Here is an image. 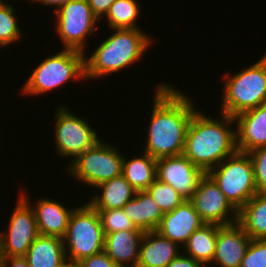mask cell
<instances>
[{"instance_id": "cell-23", "label": "cell", "mask_w": 266, "mask_h": 267, "mask_svg": "<svg viewBox=\"0 0 266 267\" xmlns=\"http://www.w3.org/2000/svg\"><path fill=\"white\" fill-rule=\"evenodd\" d=\"M237 223L251 239L266 240V193H257L238 211Z\"/></svg>"}, {"instance_id": "cell-12", "label": "cell", "mask_w": 266, "mask_h": 267, "mask_svg": "<svg viewBox=\"0 0 266 267\" xmlns=\"http://www.w3.org/2000/svg\"><path fill=\"white\" fill-rule=\"evenodd\" d=\"M188 200L205 224L227 226L237 223L238 211L207 173L200 179L197 189Z\"/></svg>"}, {"instance_id": "cell-26", "label": "cell", "mask_w": 266, "mask_h": 267, "mask_svg": "<svg viewBox=\"0 0 266 267\" xmlns=\"http://www.w3.org/2000/svg\"><path fill=\"white\" fill-rule=\"evenodd\" d=\"M138 0H115L105 18L108 26L113 29H140L136 19L140 15Z\"/></svg>"}, {"instance_id": "cell-20", "label": "cell", "mask_w": 266, "mask_h": 267, "mask_svg": "<svg viewBox=\"0 0 266 267\" xmlns=\"http://www.w3.org/2000/svg\"><path fill=\"white\" fill-rule=\"evenodd\" d=\"M134 226L144 232L157 230L164 213L146 190L136 191L122 207Z\"/></svg>"}, {"instance_id": "cell-8", "label": "cell", "mask_w": 266, "mask_h": 267, "mask_svg": "<svg viewBox=\"0 0 266 267\" xmlns=\"http://www.w3.org/2000/svg\"><path fill=\"white\" fill-rule=\"evenodd\" d=\"M124 156L115 146L99 140L93 147L85 150L68 166L69 174L88 186L118 177L122 174Z\"/></svg>"}, {"instance_id": "cell-28", "label": "cell", "mask_w": 266, "mask_h": 267, "mask_svg": "<svg viewBox=\"0 0 266 267\" xmlns=\"http://www.w3.org/2000/svg\"><path fill=\"white\" fill-rule=\"evenodd\" d=\"M146 191L154 199L163 213L171 212L186 200L171 185L163 183L158 179Z\"/></svg>"}, {"instance_id": "cell-9", "label": "cell", "mask_w": 266, "mask_h": 267, "mask_svg": "<svg viewBox=\"0 0 266 267\" xmlns=\"http://www.w3.org/2000/svg\"><path fill=\"white\" fill-rule=\"evenodd\" d=\"M58 107V108H57ZM56 107L54 142L56 153L62 157H72L75 161L85 150L93 147L99 140V135L85 118L71 113L64 106ZM74 158V159H73Z\"/></svg>"}, {"instance_id": "cell-21", "label": "cell", "mask_w": 266, "mask_h": 267, "mask_svg": "<svg viewBox=\"0 0 266 267\" xmlns=\"http://www.w3.org/2000/svg\"><path fill=\"white\" fill-rule=\"evenodd\" d=\"M24 257L29 267H59L66 260L63 239L39 234Z\"/></svg>"}, {"instance_id": "cell-14", "label": "cell", "mask_w": 266, "mask_h": 267, "mask_svg": "<svg viewBox=\"0 0 266 267\" xmlns=\"http://www.w3.org/2000/svg\"><path fill=\"white\" fill-rule=\"evenodd\" d=\"M204 224L193 204L186 199L171 212L164 213L156 231L179 246H184L193 232Z\"/></svg>"}, {"instance_id": "cell-24", "label": "cell", "mask_w": 266, "mask_h": 267, "mask_svg": "<svg viewBox=\"0 0 266 267\" xmlns=\"http://www.w3.org/2000/svg\"><path fill=\"white\" fill-rule=\"evenodd\" d=\"M220 227L217 224H204L196 229L182 248L185 249L183 254L204 265L212 263Z\"/></svg>"}, {"instance_id": "cell-15", "label": "cell", "mask_w": 266, "mask_h": 267, "mask_svg": "<svg viewBox=\"0 0 266 267\" xmlns=\"http://www.w3.org/2000/svg\"><path fill=\"white\" fill-rule=\"evenodd\" d=\"M237 151L249 153L266 146V103L234 117Z\"/></svg>"}, {"instance_id": "cell-35", "label": "cell", "mask_w": 266, "mask_h": 267, "mask_svg": "<svg viewBox=\"0 0 266 267\" xmlns=\"http://www.w3.org/2000/svg\"><path fill=\"white\" fill-rule=\"evenodd\" d=\"M1 267H29L25 257L1 258Z\"/></svg>"}, {"instance_id": "cell-27", "label": "cell", "mask_w": 266, "mask_h": 267, "mask_svg": "<svg viewBox=\"0 0 266 267\" xmlns=\"http://www.w3.org/2000/svg\"><path fill=\"white\" fill-rule=\"evenodd\" d=\"M15 8L0 1V48L20 41L22 32L15 16Z\"/></svg>"}, {"instance_id": "cell-2", "label": "cell", "mask_w": 266, "mask_h": 267, "mask_svg": "<svg viewBox=\"0 0 266 267\" xmlns=\"http://www.w3.org/2000/svg\"><path fill=\"white\" fill-rule=\"evenodd\" d=\"M203 114L196 109L189 122L183 155L207 173L237 151L236 133L230 127L236 122L224 113L221 120Z\"/></svg>"}, {"instance_id": "cell-32", "label": "cell", "mask_w": 266, "mask_h": 267, "mask_svg": "<svg viewBox=\"0 0 266 267\" xmlns=\"http://www.w3.org/2000/svg\"><path fill=\"white\" fill-rule=\"evenodd\" d=\"M78 264L80 267H118L104 251L85 257Z\"/></svg>"}, {"instance_id": "cell-7", "label": "cell", "mask_w": 266, "mask_h": 267, "mask_svg": "<svg viewBox=\"0 0 266 267\" xmlns=\"http://www.w3.org/2000/svg\"><path fill=\"white\" fill-rule=\"evenodd\" d=\"M207 174L237 211L258 193L253 163L248 153L236 151Z\"/></svg>"}, {"instance_id": "cell-25", "label": "cell", "mask_w": 266, "mask_h": 267, "mask_svg": "<svg viewBox=\"0 0 266 267\" xmlns=\"http://www.w3.org/2000/svg\"><path fill=\"white\" fill-rule=\"evenodd\" d=\"M156 162L145 152L131 160L124 156L122 175L136 191H144L156 180Z\"/></svg>"}, {"instance_id": "cell-31", "label": "cell", "mask_w": 266, "mask_h": 267, "mask_svg": "<svg viewBox=\"0 0 266 267\" xmlns=\"http://www.w3.org/2000/svg\"><path fill=\"white\" fill-rule=\"evenodd\" d=\"M254 168V177L258 193H266V146L248 153Z\"/></svg>"}, {"instance_id": "cell-29", "label": "cell", "mask_w": 266, "mask_h": 267, "mask_svg": "<svg viewBox=\"0 0 266 267\" xmlns=\"http://www.w3.org/2000/svg\"><path fill=\"white\" fill-rule=\"evenodd\" d=\"M104 234L126 230H141L134 226L122 208L97 210Z\"/></svg>"}, {"instance_id": "cell-17", "label": "cell", "mask_w": 266, "mask_h": 267, "mask_svg": "<svg viewBox=\"0 0 266 267\" xmlns=\"http://www.w3.org/2000/svg\"><path fill=\"white\" fill-rule=\"evenodd\" d=\"M21 193V196L33 208L38 233L40 235L54 236L63 239L69 222L70 215L73 209H67L61 202L52 199L44 198L37 201L36 205H32L30 200Z\"/></svg>"}, {"instance_id": "cell-1", "label": "cell", "mask_w": 266, "mask_h": 267, "mask_svg": "<svg viewBox=\"0 0 266 267\" xmlns=\"http://www.w3.org/2000/svg\"><path fill=\"white\" fill-rule=\"evenodd\" d=\"M153 100L145 153L155 159L182 155L187 128L196 111L193 100L167 83L158 85Z\"/></svg>"}, {"instance_id": "cell-5", "label": "cell", "mask_w": 266, "mask_h": 267, "mask_svg": "<svg viewBox=\"0 0 266 267\" xmlns=\"http://www.w3.org/2000/svg\"><path fill=\"white\" fill-rule=\"evenodd\" d=\"M85 53L74 49H62L39 63L22 86L21 92L40 95L54 90L72 79L85 80ZM23 90V91H22Z\"/></svg>"}, {"instance_id": "cell-6", "label": "cell", "mask_w": 266, "mask_h": 267, "mask_svg": "<svg viewBox=\"0 0 266 267\" xmlns=\"http://www.w3.org/2000/svg\"><path fill=\"white\" fill-rule=\"evenodd\" d=\"M105 234L99 214L88 202L72 211L63 238L66 259L79 262L104 251Z\"/></svg>"}, {"instance_id": "cell-3", "label": "cell", "mask_w": 266, "mask_h": 267, "mask_svg": "<svg viewBox=\"0 0 266 267\" xmlns=\"http://www.w3.org/2000/svg\"><path fill=\"white\" fill-rule=\"evenodd\" d=\"M113 30L114 33L103 40L90 57L85 53V80L119 72L137 63L153 42L142 29Z\"/></svg>"}, {"instance_id": "cell-37", "label": "cell", "mask_w": 266, "mask_h": 267, "mask_svg": "<svg viewBox=\"0 0 266 267\" xmlns=\"http://www.w3.org/2000/svg\"><path fill=\"white\" fill-rule=\"evenodd\" d=\"M59 267H80L78 262L66 259Z\"/></svg>"}, {"instance_id": "cell-13", "label": "cell", "mask_w": 266, "mask_h": 267, "mask_svg": "<svg viewBox=\"0 0 266 267\" xmlns=\"http://www.w3.org/2000/svg\"><path fill=\"white\" fill-rule=\"evenodd\" d=\"M204 175L205 172L183 154L162 157L156 162V179L171 185L185 199L193 195Z\"/></svg>"}, {"instance_id": "cell-19", "label": "cell", "mask_w": 266, "mask_h": 267, "mask_svg": "<svg viewBox=\"0 0 266 267\" xmlns=\"http://www.w3.org/2000/svg\"><path fill=\"white\" fill-rule=\"evenodd\" d=\"M182 248L156 230L145 232L137 267H166L181 254Z\"/></svg>"}, {"instance_id": "cell-22", "label": "cell", "mask_w": 266, "mask_h": 267, "mask_svg": "<svg viewBox=\"0 0 266 267\" xmlns=\"http://www.w3.org/2000/svg\"><path fill=\"white\" fill-rule=\"evenodd\" d=\"M95 188L101 189L102 192L100 195L95 194L88 203L96 210L122 208L136 193L122 174L98 184Z\"/></svg>"}, {"instance_id": "cell-18", "label": "cell", "mask_w": 266, "mask_h": 267, "mask_svg": "<svg viewBox=\"0 0 266 267\" xmlns=\"http://www.w3.org/2000/svg\"><path fill=\"white\" fill-rule=\"evenodd\" d=\"M144 233L142 230H126L106 234L104 252L118 267H137Z\"/></svg>"}, {"instance_id": "cell-30", "label": "cell", "mask_w": 266, "mask_h": 267, "mask_svg": "<svg viewBox=\"0 0 266 267\" xmlns=\"http://www.w3.org/2000/svg\"><path fill=\"white\" fill-rule=\"evenodd\" d=\"M240 267H266L265 239H251Z\"/></svg>"}, {"instance_id": "cell-16", "label": "cell", "mask_w": 266, "mask_h": 267, "mask_svg": "<svg viewBox=\"0 0 266 267\" xmlns=\"http://www.w3.org/2000/svg\"><path fill=\"white\" fill-rule=\"evenodd\" d=\"M251 238L234 223L218 229L213 263L217 267H240Z\"/></svg>"}, {"instance_id": "cell-33", "label": "cell", "mask_w": 266, "mask_h": 267, "mask_svg": "<svg viewBox=\"0 0 266 267\" xmlns=\"http://www.w3.org/2000/svg\"><path fill=\"white\" fill-rule=\"evenodd\" d=\"M93 14L100 20L108 13L115 0H88Z\"/></svg>"}, {"instance_id": "cell-34", "label": "cell", "mask_w": 266, "mask_h": 267, "mask_svg": "<svg viewBox=\"0 0 266 267\" xmlns=\"http://www.w3.org/2000/svg\"><path fill=\"white\" fill-rule=\"evenodd\" d=\"M166 267H207L203 263L194 260L192 257L180 254L173 259Z\"/></svg>"}, {"instance_id": "cell-11", "label": "cell", "mask_w": 266, "mask_h": 267, "mask_svg": "<svg viewBox=\"0 0 266 267\" xmlns=\"http://www.w3.org/2000/svg\"><path fill=\"white\" fill-rule=\"evenodd\" d=\"M6 232L0 233V257H24L39 235L33 208L22 197L17 201Z\"/></svg>"}, {"instance_id": "cell-10", "label": "cell", "mask_w": 266, "mask_h": 267, "mask_svg": "<svg viewBox=\"0 0 266 267\" xmlns=\"http://www.w3.org/2000/svg\"><path fill=\"white\" fill-rule=\"evenodd\" d=\"M56 15V34L64 49L86 51L88 35L95 32L99 19L93 14L88 0H72L63 5Z\"/></svg>"}, {"instance_id": "cell-36", "label": "cell", "mask_w": 266, "mask_h": 267, "mask_svg": "<svg viewBox=\"0 0 266 267\" xmlns=\"http://www.w3.org/2000/svg\"><path fill=\"white\" fill-rule=\"evenodd\" d=\"M31 2H37L44 6H53L56 7L55 12H57L63 5L71 2L72 0H28Z\"/></svg>"}, {"instance_id": "cell-4", "label": "cell", "mask_w": 266, "mask_h": 267, "mask_svg": "<svg viewBox=\"0 0 266 267\" xmlns=\"http://www.w3.org/2000/svg\"><path fill=\"white\" fill-rule=\"evenodd\" d=\"M223 79L226 82L220 113L235 117L266 103V54L235 75H223Z\"/></svg>"}]
</instances>
